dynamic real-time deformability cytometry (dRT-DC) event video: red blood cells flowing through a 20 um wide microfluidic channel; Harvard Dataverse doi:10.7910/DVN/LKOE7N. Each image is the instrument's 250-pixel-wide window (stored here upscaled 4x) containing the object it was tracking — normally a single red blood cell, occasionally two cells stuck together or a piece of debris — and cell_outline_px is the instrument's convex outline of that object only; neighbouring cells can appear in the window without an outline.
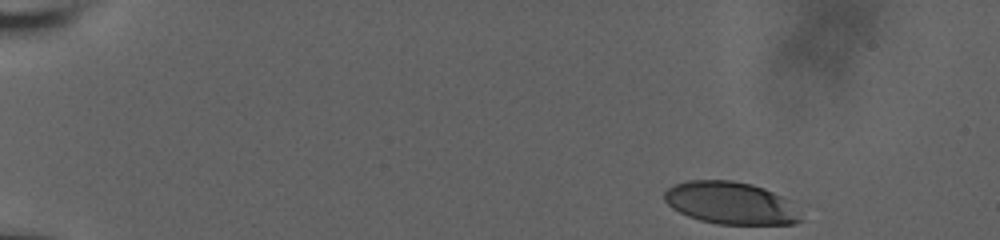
{"species": "human", "species_latin": "Homo sapiens", "temperature_condition": "room temperature", "stored_images_in_passage": 28, "camera_frame_rate_fps": 3000, "um_per_image_px": 0.085, "donor": {"sex": "male"}, "frame": {"image": 1, "passage_image": 1, "time_ms": 0.0, "image_size_px": [1000, 240], "cell_outline_px": [[804, 220], [792, 224], [716, 224], [700, 220], [688, 216], [672, 208], [664, 200], [664, 192], [668, 188], [676, 184], [688, 180], [732, 180], [752, 184], [764, 188], [780, 196]], "centroid_in_image_um": [62.03, 17.26], "position_along_channel_um": 23.0, "area_um2": 33.18}}
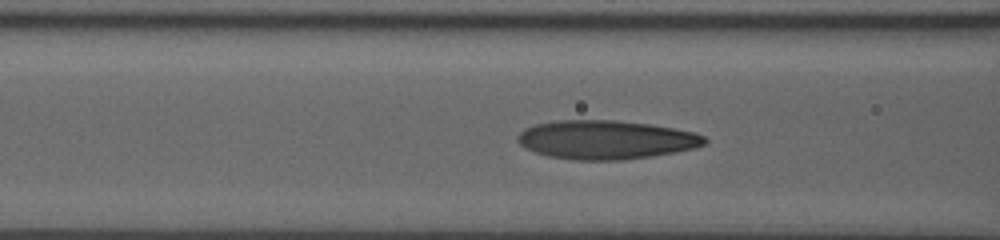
{"frame": {"image": 2, "passage_image": 16, "time_ms": 6.0, "image_size_px": [1000, 240], "cell_outline_px": [[708, 140], [704, 144], [692, 148], [672, 152], [648, 156], [620, 160], [576, 160], [548, 156], [524, 148], [516, 140], [516, 136], [524, 128], [536, 124], [556, 120], [612, 120], [648, 124], [672, 128], [692, 132], [704, 136]], "centroid_in_image_um": [51.42, 11.87], "position_along_channel_um": 115.2, "area_um2": 41.91}}
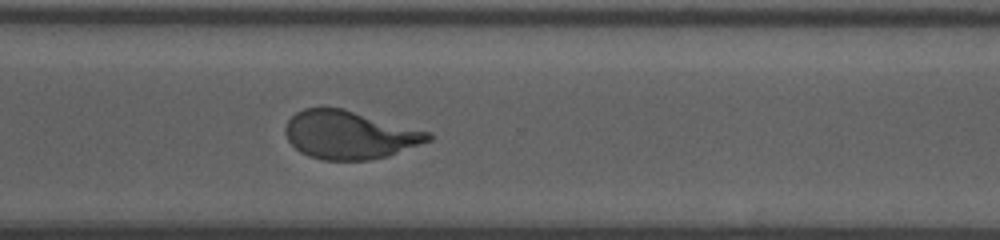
{"frame": {"image": 3, "passage_image": 28, "time_ms": 12.0, "image_size_px": [1000, 240], "cell_outline_px": [[432, 140], [388, 156], [368, 160], [320, 160], [308, 156], [300, 152], [288, 140], [284, 132], [284, 128], [288, 120], [296, 112], [304, 108], [340, 108], [432, 132]], "centroid_in_image_um": [29.7, 11.48], "position_along_channel_um": 340.9, "area_um2": 40.06}}